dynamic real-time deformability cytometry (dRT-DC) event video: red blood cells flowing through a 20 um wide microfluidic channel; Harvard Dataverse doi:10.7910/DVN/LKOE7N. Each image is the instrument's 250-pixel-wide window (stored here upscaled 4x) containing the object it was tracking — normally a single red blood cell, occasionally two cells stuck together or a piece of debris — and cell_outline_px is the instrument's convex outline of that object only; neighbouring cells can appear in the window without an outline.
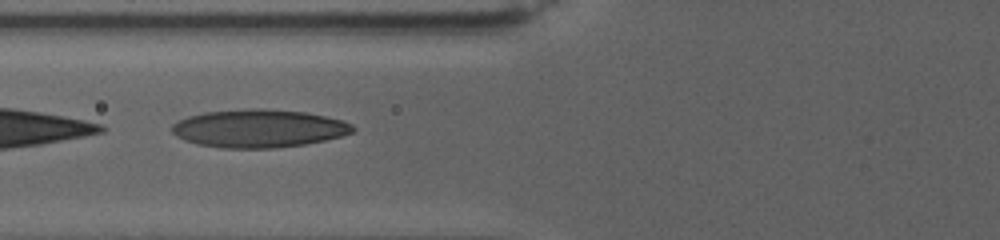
{"species": "human", "species_latin": "Homo sapiens", "temperature_condition": "warm", "stored_images_in_passage": 24, "camera_frame_rate_fps": 3000, "um_per_image_px": 0.085, "donor": {"sex": "female"}, "frame": {"image": 1, "passage_image": 3, "time_ms": 2.0, "image_size_px": [1000, 240], "cell_outline_px": [[356, 128], [352, 132], [340, 136], [324, 140], [304, 144], [276, 148], [220, 148], [196, 144], [184, 140], [176, 136], [172, 132], [172, 124], [188, 116], [204, 112], [252, 108], [260, 108], [304, 112], [324, 116], [340, 120], [352, 124]], "centroid_in_image_um": [21.96, 10.92], "position_along_channel_um": 103.8, "area_um2": 40.0}}
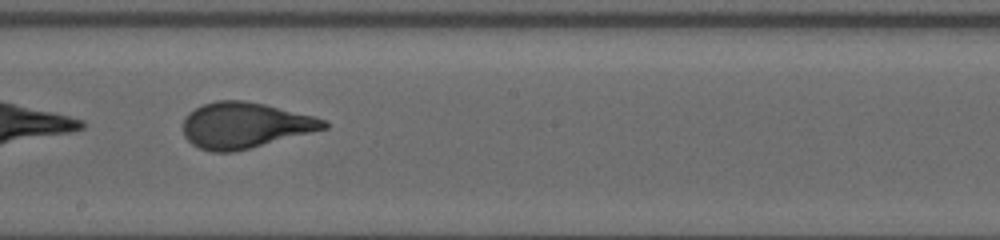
{"frame": {"image": 2, "passage_image": 8, "time_ms": 6.667, "image_size_px": [1000, 240], "cell_outline_px": [[328, 128], [232, 152], [212, 152], [200, 148], [192, 144], [184, 136], [184, 120], [188, 112], [204, 104], [216, 100], [244, 100], [264, 104], [316, 116], [328, 120]], "centroid_in_image_um": [20.83, 10.64], "position_along_channel_um": 227.4, "area_um2": 37.4}}
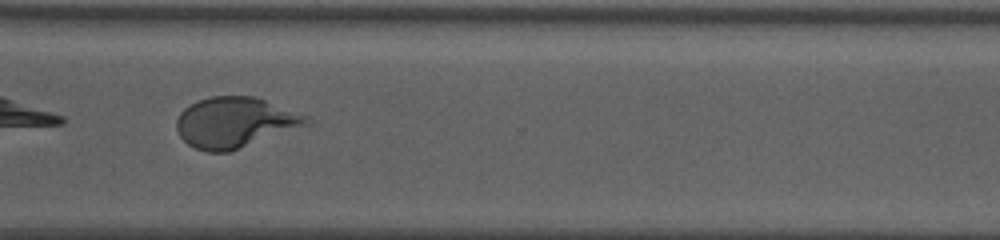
{"frame": {"image": 3, "passage_image": 15, "time_ms": 11.333, "image_size_px": [1000, 240], "cell_outline_px": [[312, 124], [228, 152], [208, 152], [196, 148], [188, 144], [180, 136], [176, 128], [176, 120], [180, 112], [184, 108], [200, 100], [212, 96], [256, 96], [308, 116], [312, 120]], "centroid_in_image_um": [20.0, 10.4], "position_along_channel_um": 350.6, "area_um2": 38.26}, "authors_computed_cell_mechanics": {"area_um2": 38.0613, "velocity_mm_per_s": 2.6437, "shape_relaxation_time_tau1_ms": 6.407, "shape_relaxation_time_tau2_ms": null, "deformation_change_tau1": 0.2133, "deformation_change_tau2": null}}